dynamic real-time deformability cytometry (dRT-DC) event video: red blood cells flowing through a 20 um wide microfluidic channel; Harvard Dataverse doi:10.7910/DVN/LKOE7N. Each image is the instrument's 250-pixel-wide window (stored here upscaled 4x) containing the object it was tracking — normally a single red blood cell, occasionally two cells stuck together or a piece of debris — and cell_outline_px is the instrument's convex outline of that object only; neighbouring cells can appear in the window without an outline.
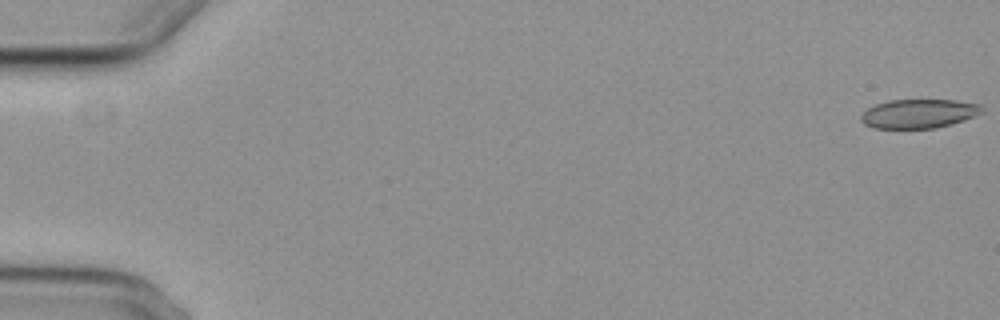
{"species": "common noctule bat (a hibernating species)", "species_latin": "Nyctalus noctula", "temperature_condition": "cold", "stored_images_in_passage": 6, "camera_frame_rate_fps": 3000, "um_per_image_px": 0.085, "animal": {"sex": "female", "body_mass_g": 29.2, "forearm_length_mm": 56.3}, "frame": {"image": 1, "passage_image": 1, "time_ms": 0.0, "image_size_px": [1000, 320], "cell_outline_px": [[984, 112], [964, 120], [952, 124], [936, 128], [872, 128], [864, 124], [860, 120], [860, 116], [868, 108], [876, 104], [888, 100], [956, 100], [984, 104]], "centroid_in_image_um": [78.14, 9.65], "position_along_channel_um": 6.9, "area_um2": 20.69}}